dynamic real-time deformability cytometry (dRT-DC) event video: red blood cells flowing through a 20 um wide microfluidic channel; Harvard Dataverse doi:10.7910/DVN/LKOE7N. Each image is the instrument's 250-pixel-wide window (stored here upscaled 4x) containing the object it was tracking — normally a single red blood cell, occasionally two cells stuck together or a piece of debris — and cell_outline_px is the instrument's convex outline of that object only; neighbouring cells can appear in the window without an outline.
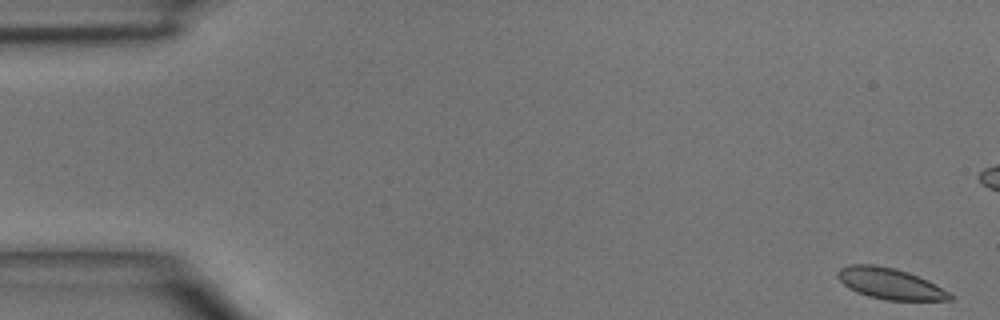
{"species": "common noctule bat (a hibernating species)", "species_latin": "Nyctalus noctula", "temperature_condition": "room temperature", "stored_images_in_passage": 6, "camera_frame_rate_fps": 3000, "um_per_image_px": 0.085, "animal": {"sex": "male", "body_mass_g": 15.6}, "frame": {"image": 1, "passage_image": 1, "time_ms": 0.0, "image_size_px": [1000, 320], "cell_outline_px": [[952, 300], [884, 300], [868, 296], [856, 292], [848, 288], [836, 276], [836, 272], [840, 268], [848, 264], [872, 264], [892, 268], [908, 272], [928, 280], [948, 292], [952, 296]], "centroid_in_image_um": [75.6, 24.1], "position_along_channel_um": 9.4, "area_um2": 20.23}}
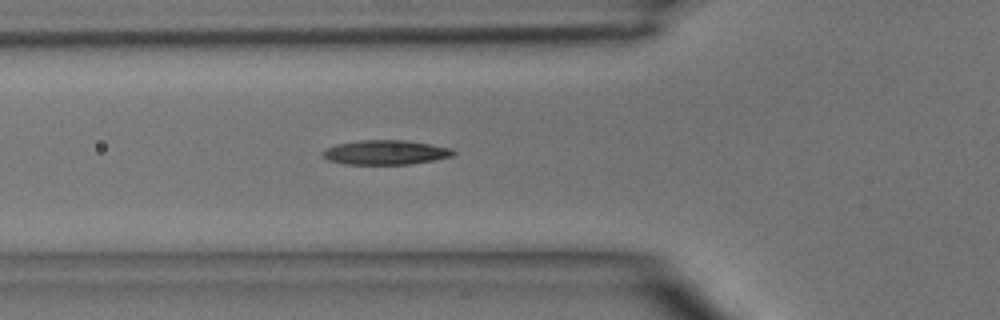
{"frame": {"image": 2, "passage_image": 6, "time_ms": 6.667, "image_size_px": [1000, 320], "cell_outline_px": [[456, 152], [452, 156], [432, 160], [408, 164], [344, 164], [328, 160], [320, 152], [324, 148], [336, 144], [360, 140], [404, 140], [432, 144], [452, 148]], "centroid_in_image_um": [32.74, 12.94], "position_along_channel_um": 93.1, "area_um2": 18.67}}